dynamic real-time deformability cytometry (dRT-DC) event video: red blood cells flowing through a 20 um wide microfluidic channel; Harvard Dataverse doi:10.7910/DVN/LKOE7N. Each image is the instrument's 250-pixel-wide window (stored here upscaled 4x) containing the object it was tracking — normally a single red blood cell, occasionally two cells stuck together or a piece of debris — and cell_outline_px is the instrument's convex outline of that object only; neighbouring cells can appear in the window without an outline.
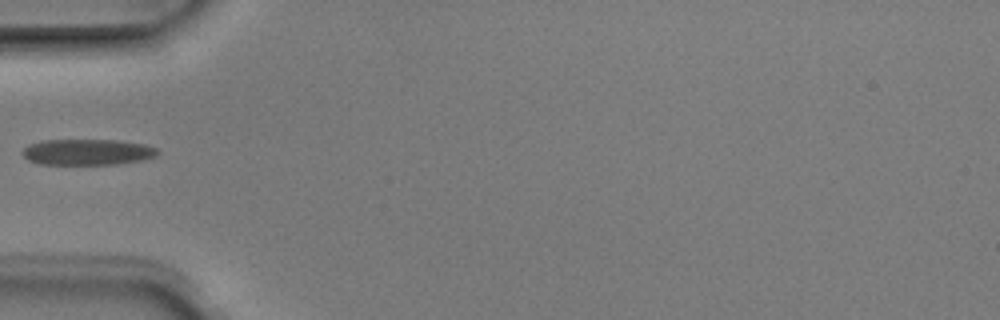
{"species": "Egyptian fruit bat (a non-hibernating species)", "species_latin": "Rousettus aegyptiacus", "temperature_condition": "room temperature", "stored_images_in_passage": 4, "camera_frame_rate_fps": 3000, "um_per_image_px": 0.085, "animal": {"sex": "male"}, "frame": {"image": 1, "passage_image": 4, "time_ms": 1.0, "image_size_px": [1000, 320], "cell_outline_px": [[160, 152], [156, 156], [144, 160], [120, 164], [40, 164], [28, 160], [20, 152], [28, 144], [40, 140], [120, 140], [144, 144], [156, 148]], "centroid_in_image_um": [7.43, 12.92], "position_along_channel_um": 77.6, "area_um2": 20.69}}